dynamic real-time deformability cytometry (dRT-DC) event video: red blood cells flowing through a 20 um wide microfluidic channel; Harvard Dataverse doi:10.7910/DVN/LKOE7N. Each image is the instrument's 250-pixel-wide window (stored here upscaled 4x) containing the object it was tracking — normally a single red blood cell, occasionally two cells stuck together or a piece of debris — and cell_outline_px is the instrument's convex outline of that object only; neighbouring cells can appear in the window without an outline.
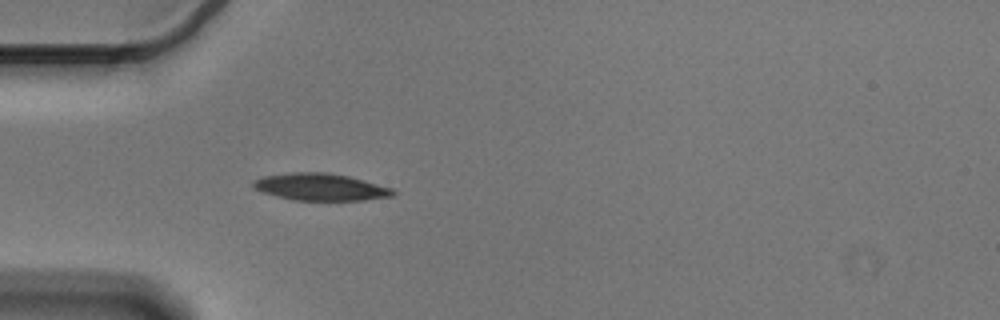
{"species": "Egyptian fruit bat (a non-hibernating species)", "species_latin": "Rousettus aegyptiacus", "temperature_condition": "cold", "stored_images_in_passage": 40, "camera_frame_rate_fps": 3000, "um_per_image_px": 0.085, "animal": {"sex": "male"}, "frame": {"image": 1, "passage_image": 1, "time_ms": 0.0, "image_size_px": [1000, 320], "cell_outline_px": [[396, 192], [392, 196], [364, 200], [292, 200], [276, 196], [264, 192], [256, 188], [252, 184], [252, 180], [264, 176], [292, 172], [328, 172], [348, 176], [364, 180], [392, 188]], "centroid_in_image_um": [27.25, 15.89], "position_along_channel_um": 57.8, "area_um2": 21.96}}
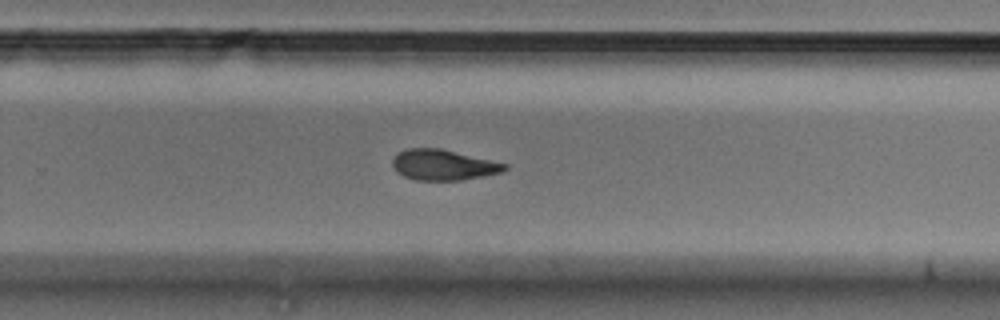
{"frame": {"image": 2, "passage_image": 21, "time_ms": 6.667, "image_size_px": [1000, 320], "cell_outline_px": [[508, 168], [500, 172], [460, 180], [416, 180], [404, 176], [396, 172], [392, 164], [392, 160], [396, 152], [408, 148], [440, 148], [508, 164]], "centroid_in_image_um": [37.62, 14.0], "position_along_channel_um": 292.2, "area_um2": 19.88}}
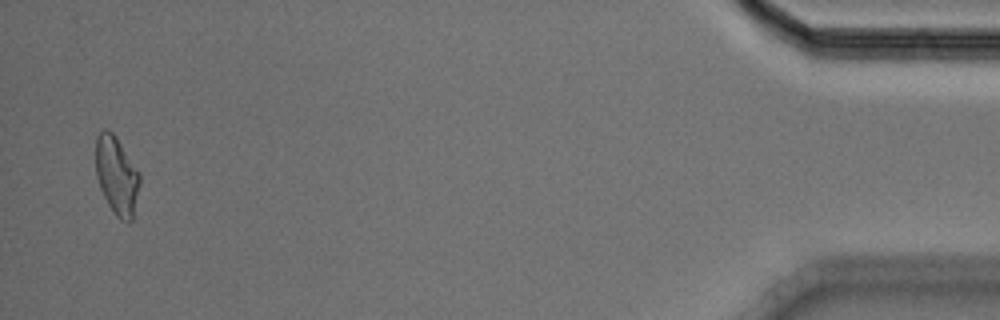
{"frame": {"image": 3, "passage_image": 39, "time_ms": 12.667, "image_size_px": [1000, 320], "cell_outline_px": [[140, 184], [132, 220], [120, 220], [116, 216], [108, 204], [100, 188], [96, 176], [96, 136], [104, 128], [112, 132], [116, 136], [140, 172]], "centroid_in_image_um": [9.92, 14.89], "position_along_channel_um": 425.3, "area_um2": 20.06}, "authors_computed_cell_mechanics": {"area_um2": 20.6635, "velocity_mm_per_s": 3.5833, "shape_relaxation_time_tau1_ms": 5.3375, "shape_relaxation_time_tau2_ms": 5.3955, "deformation_change_tau1": 0.1408, "deformation_change_tau2": 0.1146}}